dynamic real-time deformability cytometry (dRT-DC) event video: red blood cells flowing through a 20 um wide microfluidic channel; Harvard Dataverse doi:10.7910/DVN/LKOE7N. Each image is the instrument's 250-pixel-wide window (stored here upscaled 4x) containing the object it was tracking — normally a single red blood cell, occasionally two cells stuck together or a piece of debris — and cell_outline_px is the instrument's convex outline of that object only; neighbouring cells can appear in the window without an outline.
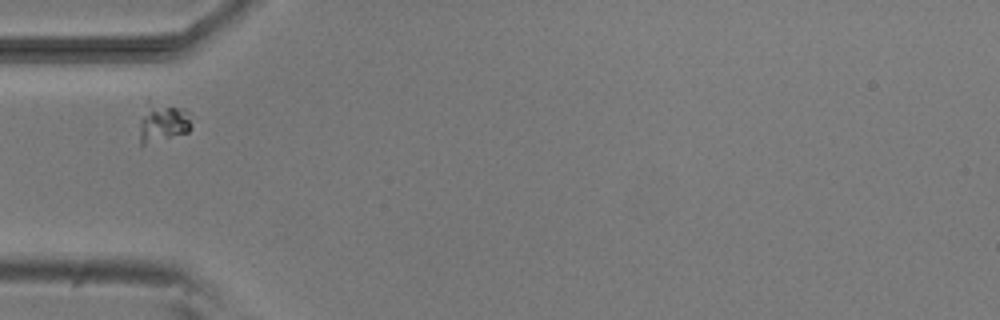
{"species": "common noctule bat (a hibernating species)", "species_latin": "Nyctalus noctula", "temperature_condition": "room temperature", "stored_images_in_passage": 5, "camera_frame_rate_fps": 3000, "um_per_image_px": 0.085, "animal": {"sex": "male", "body_mass_g": 20.5, "forearm_length_mm": 52.5}, "frame": {"image": 1, "passage_image": 2, "time_ms": 1.333, "image_size_px": [1000, 320], "cell_outline_px": [[192, 128], [188, 132], [140, 148], [140, 120], [144, 116], [152, 112], [168, 108], [184, 108], [188, 112], [192, 124]], "centroid_in_image_um": [13.93, 10.66], "position_along_channel_um": 71.1, "area_um2": 10.52}}
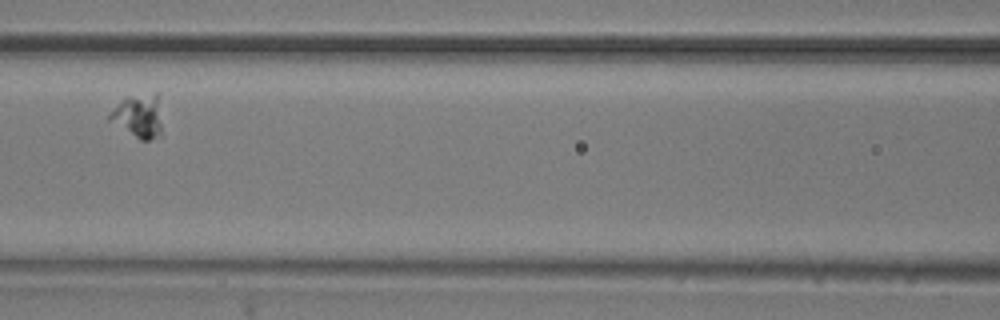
{"frame": {"image": 2, "passage_image": 4, "time_ms": 3.667, "image_size_px": [1000, 320], "cell_outline_px": [[160, 136], [148, 140], [140, 140], [108, 120], [108, 116], [128, 96], [156, 92], [160, 124]], "centroid_in_image_um": [11.77, 9.88], "position_along_channel_um": 154.8, "area_um2": 12.66}}
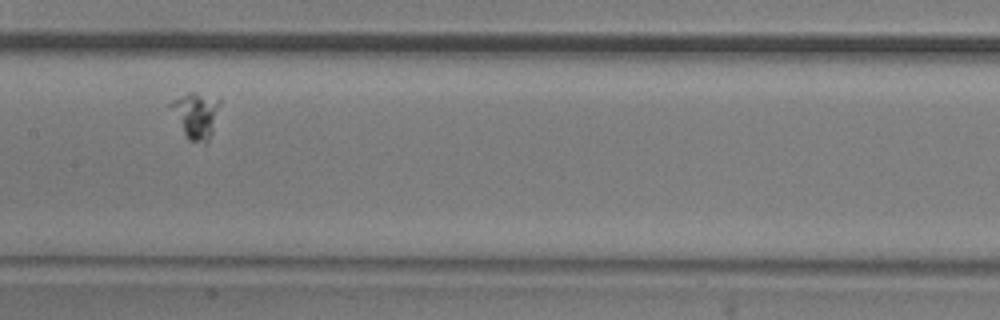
{"frame": {"image": 3, "passage_image": 5, "time_ms": 4.667, "image_size_px": [1000, 320], "cell_outline_px": [[220, 104], [212, 132], [208, 140], [204, 144], [188, 140], [168, 104], [172, 100], [188, 92], [192, 92], [220, 100]], "centroid_in_image_um": [16.64, 9.8], "position_along_channel_um": 190.8, "area_um2": 12.77}}